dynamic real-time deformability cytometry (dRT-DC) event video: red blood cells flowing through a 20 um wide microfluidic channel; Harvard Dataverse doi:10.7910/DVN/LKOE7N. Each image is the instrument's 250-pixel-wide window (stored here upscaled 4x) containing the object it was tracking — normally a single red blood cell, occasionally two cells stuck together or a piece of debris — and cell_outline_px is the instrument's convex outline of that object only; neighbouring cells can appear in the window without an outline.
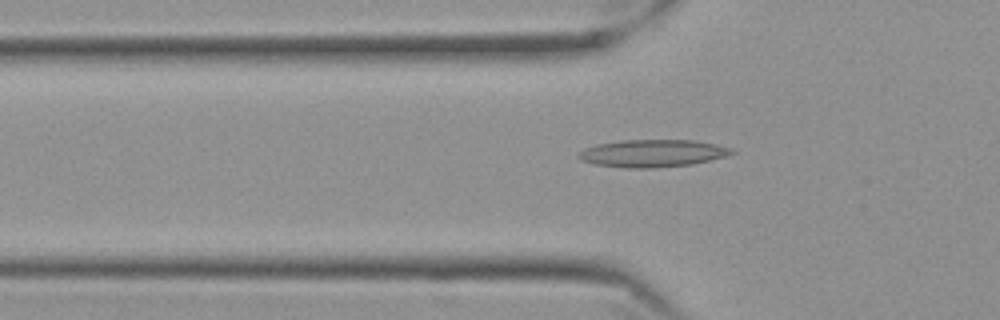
{"species": "Egyptian fruit bat (a non-hibernating species)", "species_latin": "Rousettus aegyptiacus", "temperature_condition": "cold", "stored_images_in_passage": 51, "camera_frame_rate_fps": 3000, "um_per_image_px": 0.085, "frame": {"image": 1, "passage_image": 13, "time_ms": 4.0, "image_size_px": [1000, 320], "cell_outline_px": [[736, 152], [724, 156], [692, 164], [652, 168], [628, 168], [592, 164], [580, 160], [576, 156], [584, 148], [596, 144], [620, 140], [692, 140], [732, 148]], "centroid_in_image_um": [55.39, 13.03], "position_along_channel_um": 70.4, "area_um2": 24.39}}
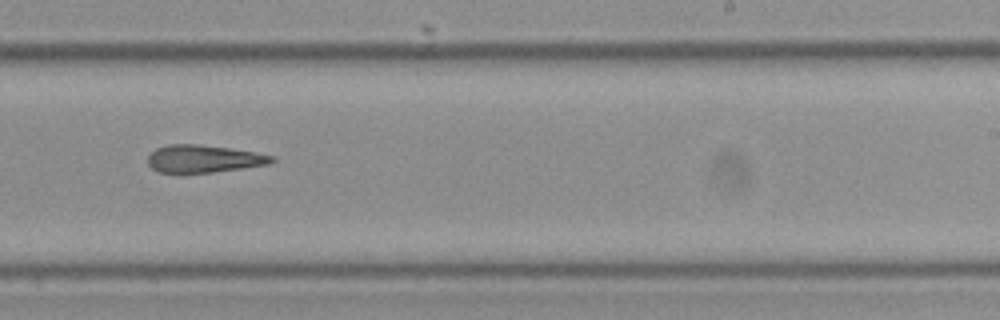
{"frame": {"image": 2, "passage_image": 30, "time_ms": 9.667, "image_size_px": [1000, 320], "cell_outline_px": [[276, 160], [268, 164], [212, 172], [180, 176], [160, 172], [152, 168], [148, 164], [148, 156], [156, 148], [168, 144], [200, 144], [228, 148], [276, 156]], "centroid_in_image_um": [17.24, 13.53], "position_along_channel_um": 271.8, "area_um2": 20.35}}
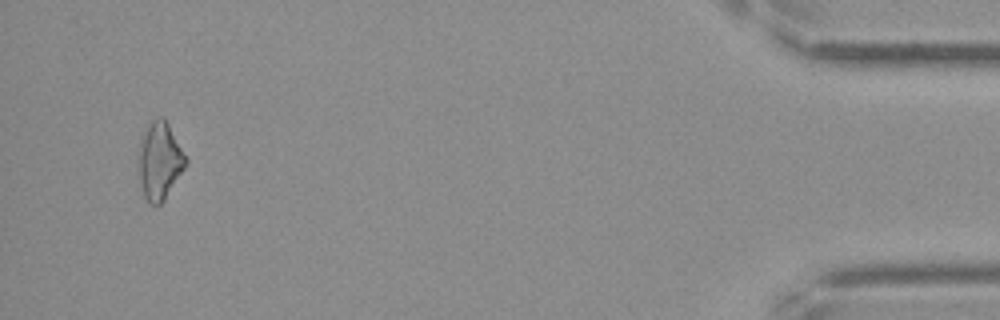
{"frame": {"image": 3, "passage_image": 49, "time_ms": 16.0, "image_size_px": [1000, 320], "cell_outline_px": [[188, 160], [184, 168], [164, 200], [156, 208], [148, 204], [144, 196], [136, 176], [136, 160], [140, 136], [148, 124], [152, 120], [160, 116], [168, 124]], "centroid_in_image_um": [13.48, 13.72], "position_along_channel_um": 421.7, "area_um2": 21.96}, "authors_computed_cell_mechanics": {"area_um2": 20.808, "velocity_mm_per_s": 3.5408, "shape_relaxation_time_tau1_ms": null, "shape_relaxation_time_tau2_ms": 5.1635, "deformation_change_tau1": null, "deformation_change_tau2": 0.1866}}